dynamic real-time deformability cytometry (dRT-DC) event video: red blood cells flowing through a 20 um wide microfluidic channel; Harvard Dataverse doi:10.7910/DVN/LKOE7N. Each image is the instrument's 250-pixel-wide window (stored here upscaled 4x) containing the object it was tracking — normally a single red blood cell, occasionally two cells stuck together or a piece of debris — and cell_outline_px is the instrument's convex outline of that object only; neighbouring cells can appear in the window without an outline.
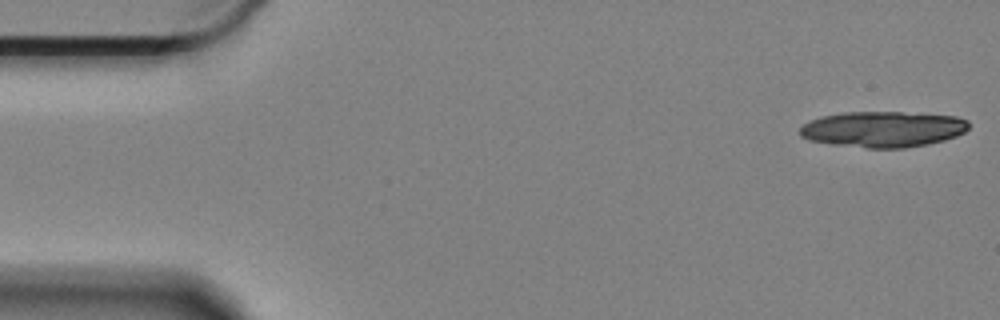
{"species": "Egyptian fruit bat (a non-hibernating species)", "species_latin": "Rousettus aegyptiacus", "temperature_condition": "cold", "stored_images_in_passage": 18, "camera_frame_rate_fps": 3000, "um_per_image_px": 0.085, "animal": {"sex": "female"}, "frame": {"image": 1, "passage_image": 1, "time_ms": 0.0, "image_size_px": [1000, 320], "cell_outline_px": [[968, 128], [964, 132], [956, 136], [944, 140], [928, 144], [904, 148], [868, 148], [832, 144], [808, 140], [800, 136], [800, 128], [804, 124], [812, 120], [824, 116], [844, 112], [900, 112], [956, 116], [968, 120]], "centroid_in_image_um": [75.06, 10.99], "position_along_channel_um": 9.9, "area_um2": 35.2}}